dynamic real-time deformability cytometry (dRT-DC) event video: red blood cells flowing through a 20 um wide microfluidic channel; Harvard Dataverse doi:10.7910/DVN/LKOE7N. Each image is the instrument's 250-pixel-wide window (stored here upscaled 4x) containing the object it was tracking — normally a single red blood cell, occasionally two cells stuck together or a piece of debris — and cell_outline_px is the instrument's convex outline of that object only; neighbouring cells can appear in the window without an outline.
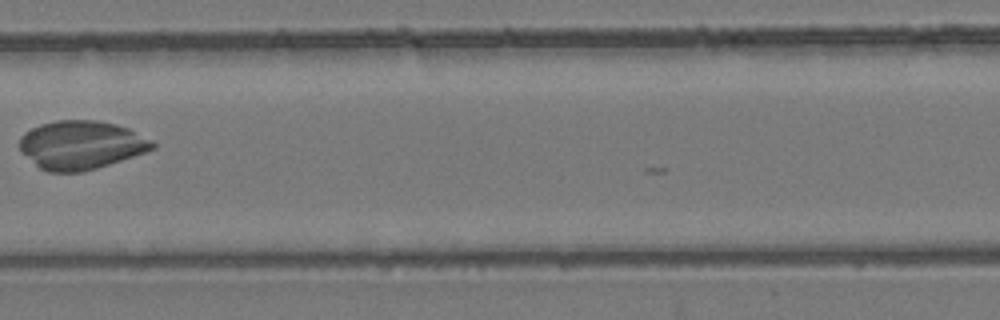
{"species": "common noctule bat (a hibernating species)", "species_latin": "Nyctalus noctula", "temperature_condition": "room temperature", "stored_images_in_passage": 8, "camera_frame_rate_fps": 3000, "um_per_image_px": 0.085, "animal": {"sex": "female", "body_mass_g": 24.6, "forearm_length_mm": 56.2}, "frame": {"image": 1, "passage_image": 8, "time_ms": 9.0, "image_size_px": [1000, 320], "cell_outline_px": [[156, 148], [96, 168], [80, 172], [48, 172], [40, 168], [20, 152], [20, 136], [24, 132], [40, 124], [56, 120], [96, 120], [116, 124], [128, 128], [152, 140], [156, 144]], "centroid_in_image_um": [6.86, 12.31], "position_along_channel_um": 200.5, "area_um2": 37.51}}